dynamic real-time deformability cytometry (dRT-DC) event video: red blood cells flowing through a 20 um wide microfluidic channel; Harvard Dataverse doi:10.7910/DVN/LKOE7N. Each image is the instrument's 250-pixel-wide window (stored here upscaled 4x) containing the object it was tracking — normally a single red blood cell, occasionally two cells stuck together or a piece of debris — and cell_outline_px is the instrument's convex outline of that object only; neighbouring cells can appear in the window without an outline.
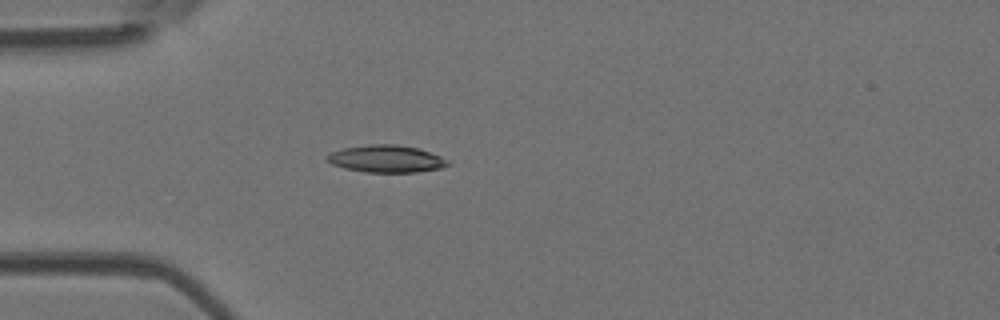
{"species": "Egyptian fruit bat (a non-hibernating species)", "species_latin": "Rousettus aegyptiacus", "temperature_condition": "room temperature", "stored_images_in_passage": 4, "camera_frame_rate_fps": 3000, "um_per_image_px": 0.085, "animal": {"sex": "female"}, "frame": {"image": 1, "passage_image": 4, "time_ms": 1.0, "image_size_px": [1000, 320], "cell_outline_px": [[448, 164], [444, 168], [416, 172], [364, 172], [344, 168], [332, 164], [324, 156], [332, 152], [344, 148], [372, 144], [396, 144], [420, 148], [440, 156], [448, 160]], "centroid_in_image_um": [32.85, 13.5], "position_along_channel_um": 52.1, "area_um2": 19.19}}